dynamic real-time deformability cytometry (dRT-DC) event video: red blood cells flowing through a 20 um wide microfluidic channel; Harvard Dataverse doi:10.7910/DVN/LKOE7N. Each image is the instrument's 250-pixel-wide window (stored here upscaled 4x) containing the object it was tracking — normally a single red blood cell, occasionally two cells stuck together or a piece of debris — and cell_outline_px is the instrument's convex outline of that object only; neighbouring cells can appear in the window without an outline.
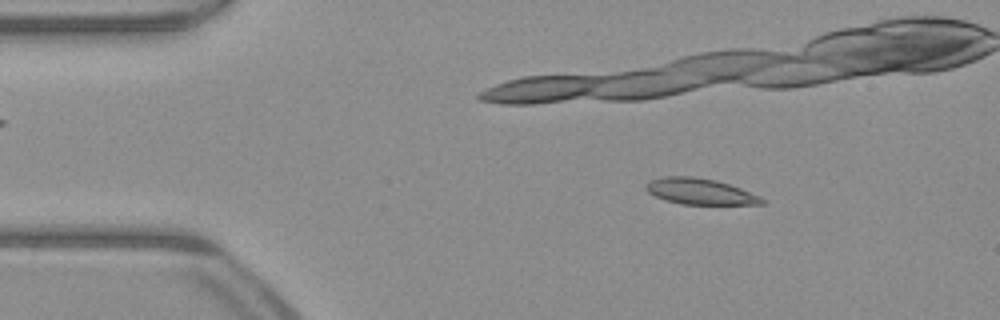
{"species": "common noctule bat (a hibernating species)", "species_latin": "Nyctalus noctula", "temperature_condition": "warm", "stored_images_in_passage": 15, "camera_frame_rate_fps": 3000, "um_per_image_px": 0.085, "animal": {"sex": "male", "body_mass_g": 23.1, "forearm_length_mm": 52.7}, "frame": {"image": 1, "passage_image": 7, "time_ms": 2.0, "image_size_px": [1000, 320], "cell_outline_px": [[768, 200], [764, 204], [680, 204], [664, 200], [648, 192], [644, 188], [644, 184], [648, 180], [664, 176], [692, 176], [716, 180], [740, 188], [760, 196]], "centroid_in_image_um": [59.47, 16.27], "position_along_channel_um": 25.5, "area_um2": 17.74}}